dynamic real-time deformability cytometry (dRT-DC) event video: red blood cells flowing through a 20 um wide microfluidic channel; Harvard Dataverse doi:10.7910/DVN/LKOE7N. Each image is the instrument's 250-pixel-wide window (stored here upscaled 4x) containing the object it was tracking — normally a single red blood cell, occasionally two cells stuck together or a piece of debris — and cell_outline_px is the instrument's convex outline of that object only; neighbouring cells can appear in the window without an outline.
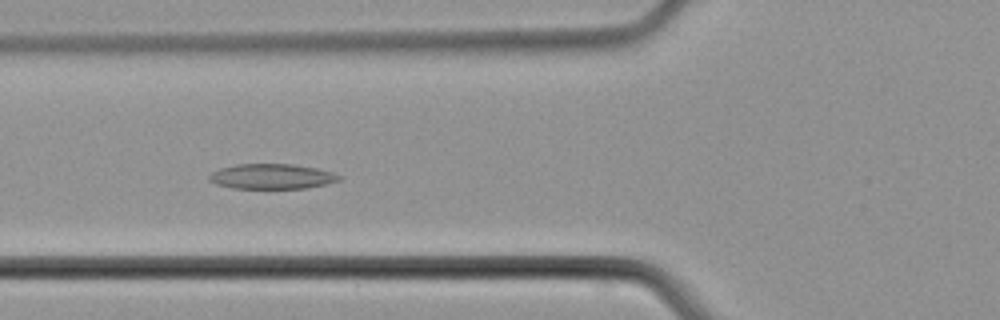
{"species": "common noctule bat (a hibernating species)", "species_latin": "Nyctalus noctula", "temperature_condition": "cold", "stored_images_in_passage": 50, "camera_frame_rate_fps": 3000, "um_per_image_px": 0.085, "animal": {"sex": "male", "body_mass_g": 21.5, "forearm_length_mm": 52.0}, "frame": {"image": 1, "passage_image": 19, "time_ms": 6.0, "image_size_px": [1000, 320], "cell_outline_px": [[344, 176], [340, 180], [324, 184], [304, 188], [232, 188], [216, 184], [208, 180], [208, 176], [212, 172], [220, 168], [236, 164], [292, 164], [316, 168], [332, 172]], "centroid_in_image_um": [23.09, 14.99], "position_along_channel_um": 102.7, "area_um2": 18.96}}
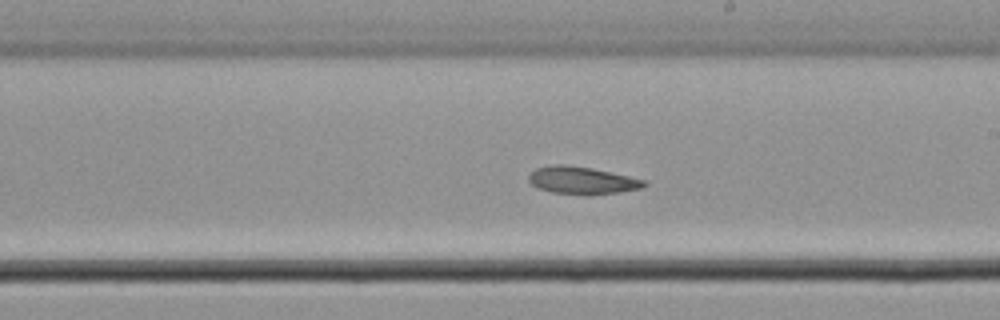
{"frame": {"image": 2, "passage_image": 29, "time_ms": 9.333, "image_size_px": [1000, 320], "cell_outline_px": [[648, 184], [640, 188], [620, 192], [588, 196], [584, 196], [552, 192], [536, 188], [528, 180], [528, 176], [536, 168], [552, 164], [564, 164], [592, 168], [648, 180]], "centroid_in_image_um": [49.48, 15.35], "position_along_channel_um": 239.5, "area_um2": 18.84}}
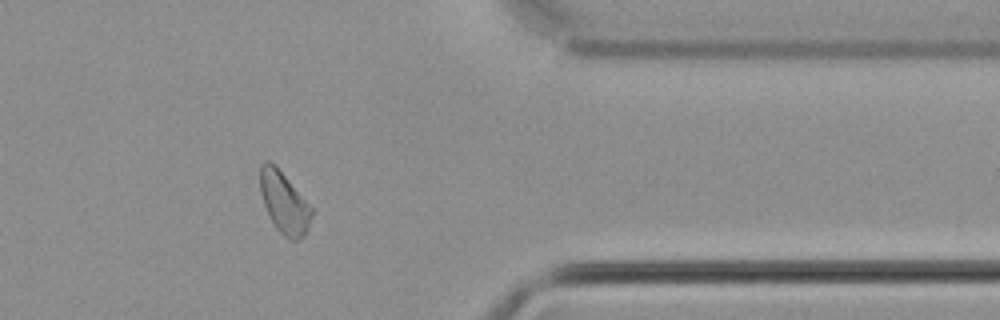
{"frame": {"image": 3, "passage_image": 41, "time_ms": 13.333, "image_size_px": [1000, 320], "cell_outline_px": [[312, 216], [308, 228], [304, 236], [296, 240], [292, 240], [284, 236], [276, 228], [264, 204], [260, 192], [260, 164], [264, 160], [268, 160], [276, 164], [312, 208]], "centroid_in_image_um": [24.14, 17.18], "position_along_channel_um": 387.3, "area_um2": 18.38}}